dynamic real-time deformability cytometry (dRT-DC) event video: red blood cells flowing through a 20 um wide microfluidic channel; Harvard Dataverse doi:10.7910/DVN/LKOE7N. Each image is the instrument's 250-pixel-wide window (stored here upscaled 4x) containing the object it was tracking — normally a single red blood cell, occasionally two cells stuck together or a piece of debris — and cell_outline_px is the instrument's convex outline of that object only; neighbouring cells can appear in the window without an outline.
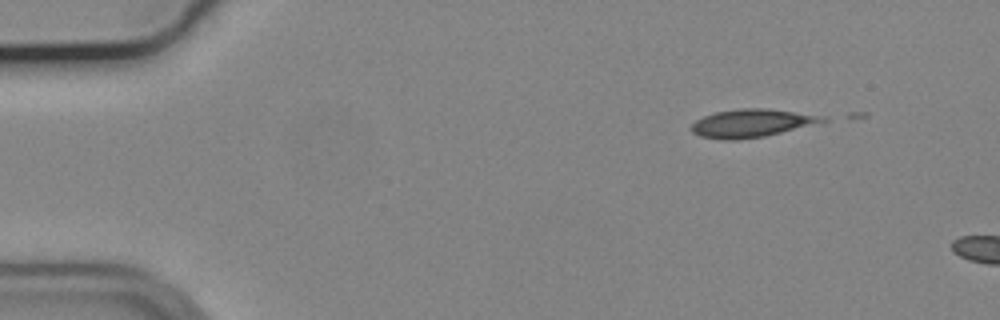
{"species": "common noctule bat (a hibernating species)", "species_latin": "Nyctalus noctula", "temperature_condition": "cold", "stored_images_in_passage": 2, "camera_frame_rate_fps": 3000, "um_per_image_px": 0.085, "animal": {"sex": "male", "body_mass_g": 19.2, "forearm_length_mm": 51.8}, "frame": {"image": 1, "passage_image": 1, "time_ms": 0.0, "image_size_px": [1000, 320], "cell_outline_px": [[828, 120], [764, 136], [736, 140], [720, 140], [700, 136], [692, 132], [692, 124], [696, 120], [704, 116], [716, 112], [740, 108], [768, 108], [828, 116]], "centroid_in_image_um": [63.87, 10.46], "position_along_channel_um": 21.1, "area_um2": 21.27}}